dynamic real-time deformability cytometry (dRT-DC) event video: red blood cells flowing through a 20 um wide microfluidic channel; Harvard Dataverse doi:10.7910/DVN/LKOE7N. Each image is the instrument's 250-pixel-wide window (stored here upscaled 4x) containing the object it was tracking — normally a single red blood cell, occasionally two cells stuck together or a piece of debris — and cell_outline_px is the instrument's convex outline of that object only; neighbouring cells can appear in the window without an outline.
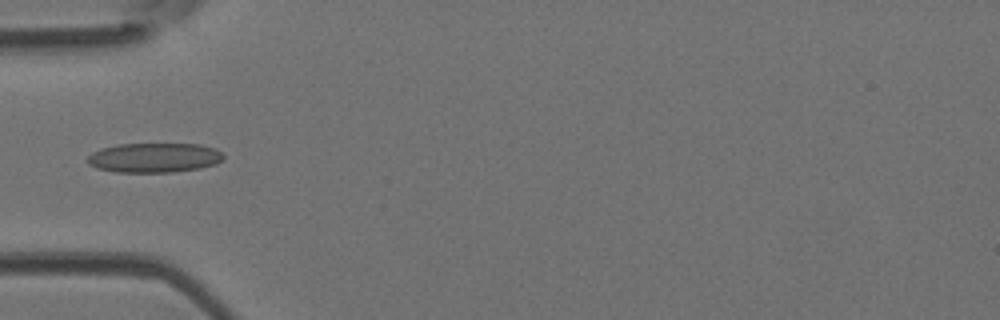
{"species": "Egyptian fruit bat (a non-hibernating species)", "species_latin": "Rousettus aegyptiacus", "temperature_condition": "room temperature", "stored_images_in_passage": 7, "camera_frame_rate_fps": 3000, "um_per_image_px": 0.085, "animal": {"sex": "female"}, "frame": {"image": 1, "passage_image": 1, "time_ms": 0.0, "image_size_px": [1000, 320], "cell_outline_px": [[224, 156], [216, 164], [200, 168], [172, 172], [116, 172], [96, 168], [88, 164], [88, 156], [92, 152], [104, 148], [120, 144], [200, 144], [216, 148]], "centroid_in_image_um": [13.12, 13.4], "position_along_channel_um": 71.9, "area_um2": 23.35}}
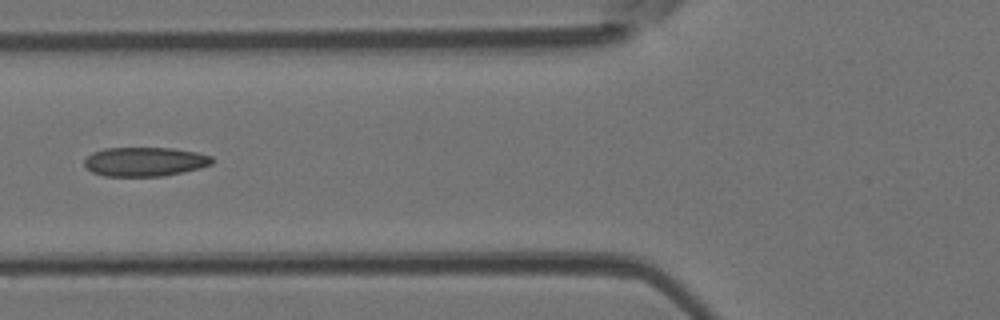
{"frame": {"image": 2, "passage_image": 4, "time_ms": 1.0, "image_size_px": [1000, 320], "cell_outline_px": [[216, 160], [212, 164], [200, 168], [164, 176], [104, 176], [92, 172], [84, 164], [84, 160], [92, 152], [104, 148], [172, 148], [196, 152], [212, 156]], "centroid_in_image_um": [12.33, 13.74], "position_along_channel_um": 113.5, "area_um2": 21.79}}